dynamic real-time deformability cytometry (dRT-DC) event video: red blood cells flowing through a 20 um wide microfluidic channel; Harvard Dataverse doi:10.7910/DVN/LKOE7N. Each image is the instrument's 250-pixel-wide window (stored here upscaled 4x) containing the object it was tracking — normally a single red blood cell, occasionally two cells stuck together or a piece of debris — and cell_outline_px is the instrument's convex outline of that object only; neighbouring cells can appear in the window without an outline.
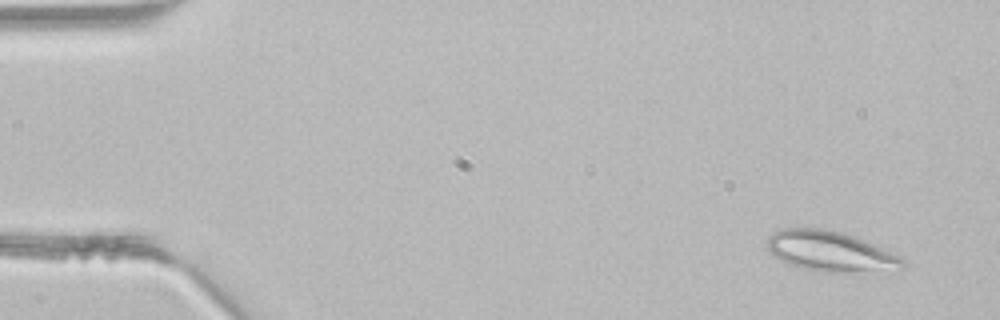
{"species": "common noctule bat (a hibernating species)", "species_latin": "Nyctalus noctula", "temperature_condition": "room temperature", "stored_images_in_passage": 4, "camera_frame_rate_fps": 3000, "um_per_image_px": 0.085, "animal": {"sex": "male", "body_mass_g": 21.5, "forearm_length_mm": 52.0}, "frame": {"image": 1, "passage_image": 1, "time_ms": 0.0, "image_size_px": [1000, 320], "cell_outline_px": [[904, 264], [900, 268], [888, 276], [860, 276], [828, 272], [804, 268], [792, 264], [776, 256], [768, 248], [768, 236], [772, 232], [780, 228], [820, 228], [840, 232], [864, 240], [904, 260]], "centroid_in_image_um": [70.72, 21.45], "position_along_channel_um": 14.3, "area_um2": 32.6}}